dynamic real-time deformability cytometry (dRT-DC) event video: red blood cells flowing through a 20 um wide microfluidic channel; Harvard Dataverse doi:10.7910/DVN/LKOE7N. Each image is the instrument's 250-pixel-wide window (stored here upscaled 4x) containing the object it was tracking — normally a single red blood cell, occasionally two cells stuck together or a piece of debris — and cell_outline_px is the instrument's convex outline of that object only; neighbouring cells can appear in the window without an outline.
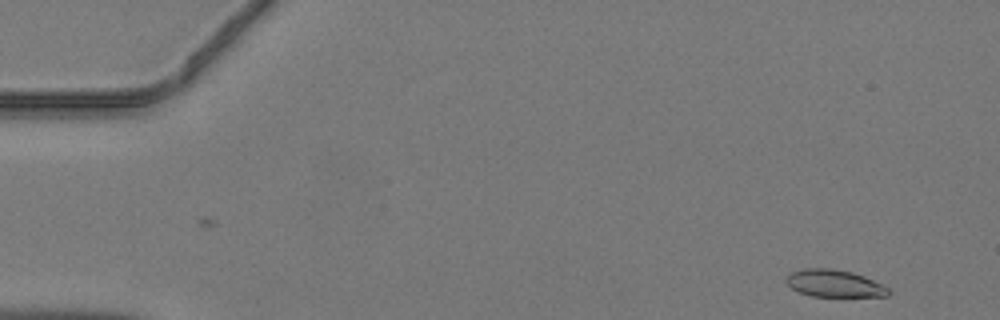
{"species": "common noctule bat (a hibernating species)", "species_latin": "Nyctalus noctula", "temperature_condition": "warm", "stored_images_in_passage": 44, "camera_frame_rate_fps": 3000, "um_per_image_px": 0.085, "animal": {"sex": "male", "body_mass_g": 19.2, "forearm_length_mm": 51.8}, "frame": {"image": 1, "passage_image": 1, "time_ms": 0.0, "image_size_px": [1000, 320], "cell_outline_px": [[888, 296], [812, 296], [800, 292], [792, 288], [784, 280], [792, 272], [804, 268], [832, 268], [852, 272], [864, 276], [888, 288]], "centroid_in_image_um": [70.88, 24.08], "position_along_channel_um": 14.1, "area_um2": 15.95}}
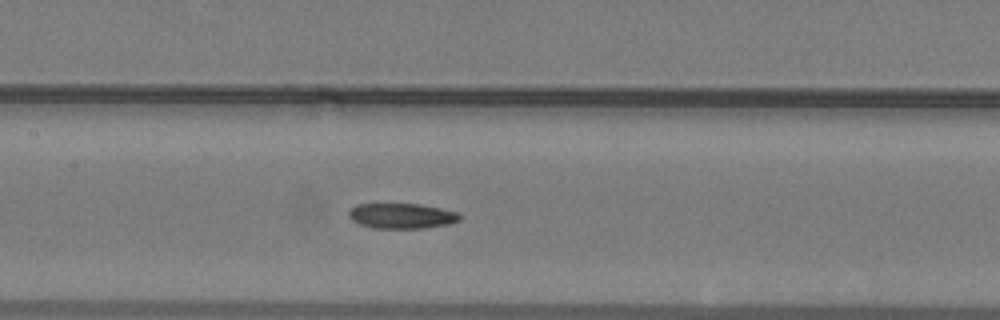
{"frame": {"image": 2, "passage_image": 20, "time_ms": 6.333, "image_size_px": [1000, 320], "cell_outline_px": [[460, 220], [448, 224], [424, 228], [372, 228], [360, 224], [352, 220], [348, 216], [348, 212], [356, 204], [420, 204], [460, 212]], "centroid_in_image_um": [34.15, 18.35], "position_along_channel_um": 173.2, "area_um2": 16.36}}
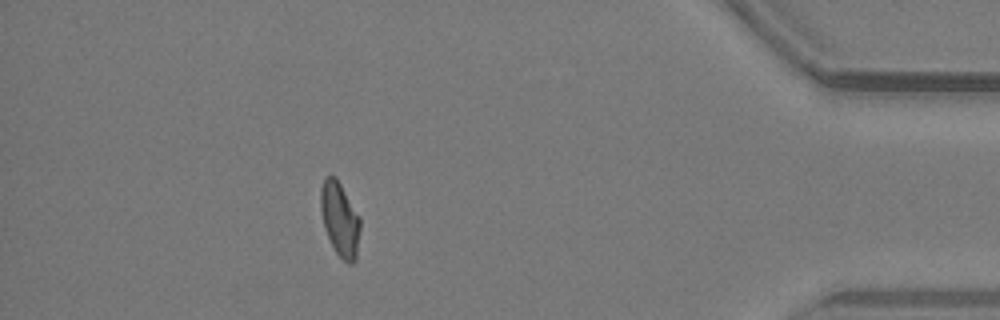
{"frame": {"image": 3, "passage_image": 39, "time_ms": 12.667, "image_size_px": [1000, 320], "cell_outline_px": [[360, 228], [356, 260], [352, 264], [348, 264], [336, 252], [324, 228], [320, 208], [320, 188], [324, 176], [336, 176], [360, 216]], "centroid_in_image_um": [28.89, 18.6], "position_along_channel_um": 406.3, "area_um2": 17.22}}